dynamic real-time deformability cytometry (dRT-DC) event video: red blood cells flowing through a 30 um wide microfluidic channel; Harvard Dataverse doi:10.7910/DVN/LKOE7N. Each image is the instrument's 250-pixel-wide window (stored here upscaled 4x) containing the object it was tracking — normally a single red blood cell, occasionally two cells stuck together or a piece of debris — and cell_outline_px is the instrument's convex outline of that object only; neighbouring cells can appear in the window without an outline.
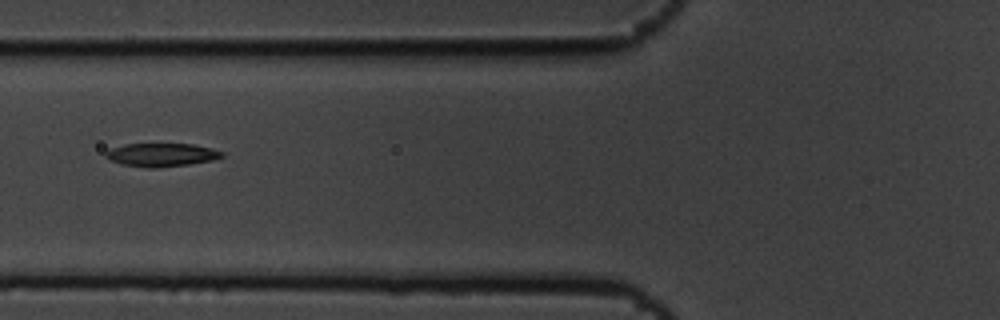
{"species": "common noctule bat (a hibernating species)", "species_latin": "Nyctalus noctula", "temperature_condition": "cold", "stored_images_in_passage": 9, "camera_frame_rate_fps": 3000, "um_per_image_px": 0.085, "animal": {"sex": "male", "body_mass_g": 19.5, "forearm_length_mm": 54.6}, "frame": {"image": 1, "passage_image": 6, "time_ms": 1.667, "image_size_px": [1000, 320], "cell_outline_px": [[224, 156], [212, 160], [188, 164], [156, 168], [148, 168], [120, 164], [108, 160], [104, 156], [104, 152], [108, 148], [124, 144], [192, 144], [212, 148], [224, 152]], "centroid_in_image_um": [13.66, 13.16], "position_along_channel_um": 112.1, "area_um2": 16.01}}
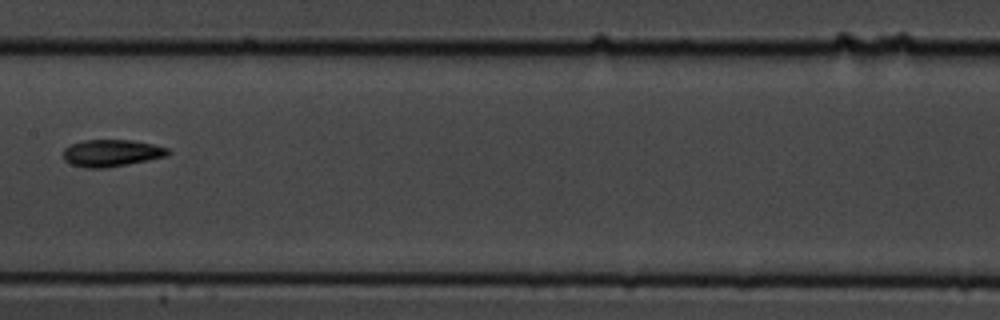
{"frame": {"image": 2, "passage_image": 8, "time_ms": 2.333, "image_size_px": [1000, 320], "cell_outline_px": [[172, 152], [168, 156], [108, 168], [84, 168], [72, 164], [64, 160], [64, 148], [72, 144], [84, 140], [132, 140], [152, 144], [168, 148]], "centroid_in_image_um": [9.5, 13.01], "position_along_channel_um": 197.9, "area_um2": 16.53}}
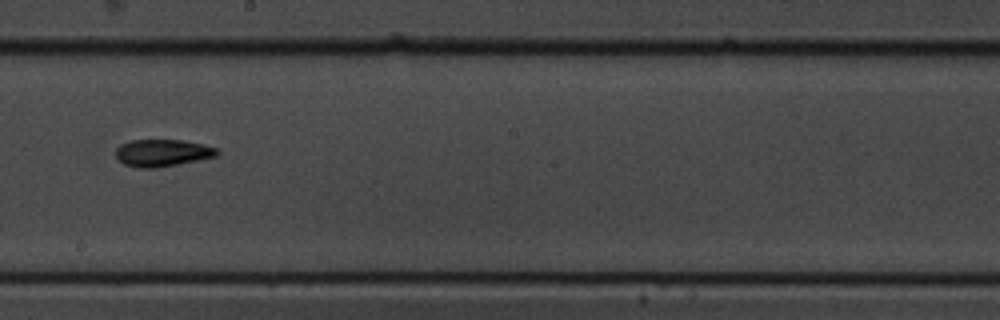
{"frame": {"image": 3, "passage_image": 9, "time_ms": 2.667, "image_size_px": [1000, 320], "cell_outline_px": [[220, 152], [216, 156], [200, 160], [156, 168], [136, 168], [124, 164], [116, 156], [116, 148], [120, 144], [132, 140], [184, 140], [204, 144], [220, 148]], "centroid_in_image_um": [13.85, 12.99], "position_along_channel_um": 234.4, "area_um2": 16.24}}